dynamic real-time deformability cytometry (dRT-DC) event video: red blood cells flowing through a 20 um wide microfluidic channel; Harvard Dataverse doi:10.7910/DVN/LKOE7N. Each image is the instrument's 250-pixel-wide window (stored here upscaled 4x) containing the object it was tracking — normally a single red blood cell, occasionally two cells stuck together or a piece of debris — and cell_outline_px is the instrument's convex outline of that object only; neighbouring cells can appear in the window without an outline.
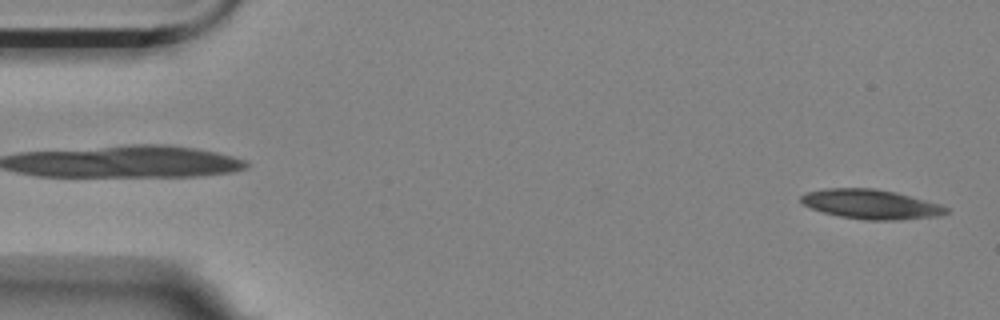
{"species": "Egyptian fruit bat (a non-hibernating species)", "species_latin": "Rousettus aegyptiacus", "temperature_condition": "room temperature", "stored_images_in_passage": 9, "camera_frame_rate_fps": 3000, "um_per_image_px": 0.085, "animal": {"sex": "female"}, "frame": {"image": 1, "passage_image": 1, "time_ms": 0.0, "image_size_px": [1000, 320], "cell_outline_px": [[948, 212], [936, 216], [896, 220], [864, 220], [840, 216], [824, 212], [812, 208], [804, 204], [800, 200], [800, 196], [808, 192], [824, 188], [876, 188], [896, 192], [940, 204], [948, 208]], "centroid_in_image_um": [74.02, 17.35], "position_along_channel_um": 11.0, "area_um2": 24.8}}